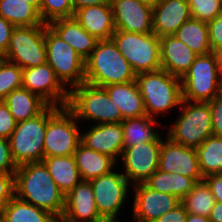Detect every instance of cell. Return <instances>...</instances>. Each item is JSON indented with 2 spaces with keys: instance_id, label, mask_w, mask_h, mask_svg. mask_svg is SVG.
Returning a JSON list of instances; mask_svg holds the SVG:
<instances>
[{
  "instance_id": "cell-22",
  "label": "cell",
  "mask_w": 222,
  "mask_h": 222,
  "mask_svg": "<svg viewBox=\"0 0 222 222\" xmlns=\"http://www.w3.org/2000/svg\"><path fill=\"white\" fill-rule=\"evenodd\" d=\"M80 26L97 40L111 39L115 32L111 4L93 5L81 8L74 14Z\"/></svg>"
},
{
  "instance_id": "cell-1",
  "label": "cell",
  "mask_w": 222,
  "mask_h": 222,
  "mask_svg": "<svg viewBox=\"0 0 222 222\" xmlns=\"http://www.w3.org/2000/svg\"><path fill=\"white\" fill-rule=\"evenodd\" d=\"M15 196L61 219L65 195L60 191L42 161L23 164L14 174Z\"/></svg>"
},
{
  "instance_id": "cell-53",
  "label": "cell",
  "mask_w": 222,
  "mask_h": 222,
  "mask_svg": "<svg viewBox=\"0 0 222 222\" xmlns=\"http://www.w3.org/2000/svg\"><path fill=\"white\" fill-rule=\"evenodd\" d=\"M55 222H64L62 219H57Z\"/></svg>"
},
{
  "instance_id": "cell-43",
  "label": "cell",
  "mask_w": 222,
  "mask_h": 222,
  "mask_svg": "<svg viewBox=\"0 0 222 222\" xmlns=\"http://www.w3.org/2000/svg\"><path fill=\"white\" fill-rule=\"evenodd\" d=\"M15 26L0 16V58H2L9 46L10 38Z\"/></svg>"
},
{
  "instance_id": "cell-24",
  "label": "cell",
  "mask_w": 222,
  "mask_h": 222,
  "mask_svg": "<svg viewBox=\"0 0 222 222\" xmlns=\"http://www.w3.org/2000/svg\"><path fill=\"white\" fill-rule=\"evenodd\" d=\"M105 89L110 100L118 106L123 120L147 115L136 81L111 84Z\"/></svg>"
},
{
  "instance_id": "cell-13",
  "label": "cell",
  "mask_w": 222,
  "mask_h": 222,
  "mask_svg": "<svg viewBox=\"0 0 222 222\" xmlns=\"http://www.w3.org/2000/svg\"><path fill=\"white\" fill-rule=\"evenodd\" d=\"M22 87L37 94L49 105H68L70 89L61 83L47 62L36 67L23 68Z\"/></svg>"
},
{
  "instance_id": "cell-31",
  "label": "cell",
  "mask_w": 222,
  "mask_h": 222,
  "mask_svg": "<svg viewBox=\"0 0 222 222\" xmlns=\"http://www.w3.org/2000/svg\"><path fill=\"white\" fill-rule=\"evenodd\" d=\"M0 16L15 27L45 25L39 11L27 0H0Z\"/></svg>"
},
{
  "instance_id": "cell-41",
  "label": "cell",
  "mask_w": 222,
  "mask_h": 222,
  "mask_svg": "<svg viewBox=\"0 0 222 222\" xmlns=\"http://www.w3.org/2000/svg\"><path fill=\"white\" fill-rule=\"evenodd\" d=\"M14 196V174L0 173V212Z\"/></svg>"
},
{
  "instance_id": "cell-17",
  "label": "cell",
  "mask_w": 222,
  "mask_h": 222,
  "mask_svg": "<svg viewBox=\"0 0 222 222\" xmlns=\"http://www.w3.org/2000/svg\"><path fill=\"white\" fill-rule=\"evenodd\" d=\"M115 30L153 33V7L139 0H112Z\"/></svg>"
},
{
  "instance_id": "cell-29",
  "label": "cell",
  "mask_w": 222,
  "mask_h": 222,
  "mask_svg": "<svg viewBox=\"0 0 222 222\" xmlns=\"http://www.w3.org/2000/svg\"><path fill=\"white\" fill-rule=\"evenodd\" d=\"M0 216L5 222H55L57 220L50 212L16 196L3 207Z\"/></svg>"
},
{
  "instance_id": "cell-35",
  "label": "cell",
  "mask_w": 222,
  "mask_h": 222,
  "mask_svg": "<svg viewBox=\"0 0 222 222\" xmlns=\"http://www.w3.org/2000/svg\"><path fill=\"white\" fill-rule=\"evenodd\" d=\"M22 87V68L0 58V101L13 90Z\"/></svg>"
},
{
  "instance_id": "cell-7",
  "label": "cell",
  "mask_w": 222,
  "mask_h": 222,
  "mask_svg": "<svg viewBox=\"0 0 222 222\" xmlns=\"http://www.w3.org/2000/svg\"><path fill=\"white\" fill-rule=\"evenodd\" d=\"M111 39L136 75L161 69L160 38L156 34L115 30Z\"/></svg>"
},
{
  "instance_id": "cell-2",
  "label": "cell",
  "mask_w": 222,
  "mask_h": 222,
  "mask_svg": "<svg viewBox=\"0 0 222 222\" xmlns=\"http://www.w3.org/2000/svg\"><path fill=\"white\" fill-rule=\"evenodd\" d=\"M130 63L119 52L112 39L98 40L85 60V82L105 87L111 84L135 81Z\"/></svg>"
},
{
  "instance_id": "cell-37",
  "label": "cell",
  "mask_w": 222,
  "mask_h": 222,
  "mask_svg": "<svg viewBox=\"0 0 222 222\" xmlns=\"http://www.w3.org/2000/svg\"><path fill=\"white\" fill-rule=\"evenodd\" d=\"M191 18L200 21H212L222 12L221 0H187Z\"/></svg>"
},
{
  "instance_id": "cell-8",
  "label": "cell",
  "mask_w": 222,
  "mask_h": 222,
  "mask_svg": "<svg viewBox=\"0 0 222 222\" xmlns=\"http://www.w3.org/2000/svg\"><path fill=\"white\" fill-rule=\"evenodd\" d=\"M220 83L217 54L198 55L181 78L182 98L192 102H209L219 95Z\"/></svg>"
},
{
  "instance_id": "cell-48",
  "label": "cell",
  "mask_w": 222,
  "mask_h": 222,
  "mask_svg": "<svg viewBox=\"0 0 222 222\" xmlns=\"http://www.w3.org/2000/svg\"><path fill=\"white\" fill-rule=\"evenodd\" d=\"M186 222H211L208 217L201 215L188 214Z\"/></svg>"
},
{
  "instance_id": "cell-44",
  "label": "cell",
  "mask_w": 222,
  "mask_h": 222,
  "mask_svg": "<svg viewBox=\"0 0 222 222\" xmlns=\"http://www.w3.org/2000/svg\"><path fill=\"white\" fill-rule=\"evenodd\" d=\"M188 213L182 203L153 222H186Z\"/></svg>"
},
{
  "instance_id": "cell-46",
  "label": "cell",
  "mask_w": 222,
  "mask_h": 222,
  "mask_svg": "<svg viewBox=\"0 0 222 222\" xmlns=\"http://www.w3.org/2000/svg\"><path fill=\"white\" fill-rule=\"evenodd\" d=\"M112 0H72L74 13L84 7L101 5V4H111Z\"/></svg>"
},
{
  "instance_id": "cell-25",
  "label": "cell",
  "mask_w": 222,
  "mask_h": 222,
  "mask_svg": "<svg viewBox=\"0 0 222 222\" xmlns=\"http://www.w3.org/2000/svg\"><path fill=\"white\" fill-rule=\"evenodd\" d=\"M73 155L82 181H91L111 172L117 163L110 156L94 151L81 142Z\"/></svg>"
},
{
  "instance_id": "cell-34",
  "label": "cell",
  "mask_w": 222,
  "mask_h": 222,
  "mask_svg": "<svg viewBox=\"0 0 222 222\" xmlns=\"http://www.w3.org/2000/svg\"><path fill=\"white\" fill-rule=\"evenodd\" d=\"M181 203L188 214L209 217L215 200L209 186L202 180L194 184L192 190L181 200Z\"/></svg>"
},
{
  "instance_id": "cell-39",
  "label": "cell",
  "mask_w": 222,
  "mask_h": 222,
  "mask_svg": "<svg viewBox=\"0 0 222 222\" xmlns=\"http://www.w3.org/2000/svg\"><path fill=\"white\" fill-rule=\"evenodd\" d=\"M16 169L17 165L11 155L9 139L0 137V173L15 174Z\"/></svg>"
},
{
  "instance_id": "cell-52",
  "label": "cell",
  "mask_w": 222,
  "mask_h": 222,
  "mask_svg": "<svg viewBox=\"0 0 222 222\" xmlns=\"http://www.w3.org/2000/svg\"><path fill=\"white\" fill-rule=\"evenodd\" d=\"M219 96L222 97V78H221V83H220Z\"/></svg>"
},
{
  "instance_id": "cell-4",
  "label": "cell",
  "mask_w": 222,
  "mask_h": 222,
  "mask_svg": "<svg viewBox=\"0 0 222 222\" xmlns=\"http://www.w3.org/2000/svg\"><path fill=\"white\" fill-rule=\"evenodd\" d=\"M67 107L77 119L94 120V124L121 123L122 114L105 87L83 82L69 91ZM99 122V123H98Z\"/></svg>"
},
{
  "instance_id": "cell-47",
  "label": "cell",
  "mask_w": 222,
  "mask_h": 222,
  "mask_svg": "<svg viewBox=\"0 0 222 222\" xmlns=\"http://www.w3.org/2000/svg\"><path fill=\"white\" fill-rule=\"evenodd\" d=\"M208 218L211 222H222V202H215Z\"/></svg>"
},
{
  "instance_id": "cell-14",
  "label": "cell",
  "mask_w": 222,
  "mask_h": 222,
  "mask_svg": "<svg viewBox=\"0 0 222 222\" xmlns=\"http://www.w3.org/2000/svg\"><path fill=\"white\" fill-rule=\"evenodd\" d=\"M161 143L144 142L123 149V174L130 184L144 183L158 169Z\"/></svg>"
},
{
  "instance_id": "cell-19",
  "label": "cell",
  "mask_w": 222,
  "mask_h": 222,
  "mask_svg": "<svg viewBox=\"0 0 222 222\" xmlns=\"http://www.w3.org/2000/svg\"><path fill=\"white\" fill-rule=\"evenodd\" d=\"M80 142L86 147L113 158L115 161L124 149L123 128L121 123L92 124ZM118 156V157H117Z\"/></svg>"
},
{
  "instance_id": "cell-20",
  "label": "cell",
  "mask_w": 222,
  "mask_h": 222,
  "mask_svg": "<svg viewBox=\"0 0 222 222\" xmlns=\"http://www.w3.org/2000/svg\"><path fill=\"white\" fill-rule=\"evenodd\" d=\"M190 18L187 0H160L153 6V33L159 38L173 35Z\"/></svg>"
},
{
  "instance_id": "cell-30",
  "label": "cell",
  "mask_w": 222,
  "mask_h": 222,
  "mask_svg": "<svg viewBox=\"0 0 222 222\" xmlns=\"http://www.w3.org/2000/svg\"><path fill=\"white\" fill-rule=\"evenodd\" d=\"M155 123H158V121L148 115L123 120L121 124L124 148L144 142L162 141V136L157 130L153 129Z\"/></svg>"
},
{
  "instance_id": "cell-15",
  "label": "cell",
  "mask_w": 222,
  "mask_h": 222,
  "mask_svg": "<svg viewBox=\"0 0 222 222\" xmlns=\"http://www.w3.org/2000/svg\"><path fill=\"white\" fill-rule=\"evenodd\" d=\"M134 187L133 222H153L181 203L173 194L155 191L145 183Z\"/></svg>"
},
{
  "instance_id": "cell-50",
  "label": "cell",
  "mask_w": 222,
  "mask_h": 222,
  "mask_svg": "<svg viewBox=\"0 0 222 222\" xmlns=\"http://www.w3.org/2000/svg\"><path fill=\"white\" fill-rule=\"evenodd\" d=\"M27 2L32 4L40 13L41 0H27Z\"/></svg>"
},
{
  "instance_id": "cell-27",
  "label": "cell",
  "mask_w": 222,
  "mask_h": 222,
  "mask_svg": "<svg viewBox=\"0 0 222 222\" xmlns=\"http://www.w3.org/2000/svg\"><path fill=\"white\" fill-rule=\"evenodd\" d=\"M42 162L65 196L81 181L74 155L45 157Z\"/></svg>"
},
{
  "instance_id": "cell-26",
  "label": "cell",
  "mask_w": 222,
  "mask_h": 222,
  "mask_svg": "<svg viewBox=\"0 0 222 222\" xmlns=\"http://www.w3.org/2000/svg\"><path fill=\"white\" fill-rule=\"evenodd\" d=\"M3 102L17 123L36 117L49 106L40 96L23 87L13 90Z\"/></svg>"
},
{
  "instance_id": "cell-33",
  "label": "cell",
  "mask_w": 222,
  "mask_h": 222,
  "mask_svg": "<svg viewBox=\"0 0 222 222\" xmlns=\"http://www.w3.org/2000/svg\"><path fill=\"white\" fill-rule=\"evenodd\" d=\"M196 151L203 178L212 174H222V137L209 136Z\"/></svg>"
},
{
  "instance_id": "cell-21",
  "label": "cell",
  "mask_w": 222,
  "mask_h": 222,
  "mask_svg": "<svg viewBox=\"0 0 222 222\" xmlns=\"http://www.w3.org/2000/svg\"><path fill=\"white\" fill-rule=\"evenodd\" d=\"M198 55L174 35L160 37L161 69L182 78Z\"/></svg>"
},
{
  "instance_id": "cell-49",
  "label": "cell",
  "mask_w": 222,
  "mask_h": 222,
  "mask_svg": "<svg viewBox=\"0 0 222 222\" xmlns=\"http://www.w3.org/2000/svg\"><path fill=\"white\" fill-rule=\"evenodd\" d=\"M217 57H218V62H219V74L222 78V50L216 52Z\"/></svg>"
},
{
  "instance_id": "cell-36",
  "label": "cell",
  "mask_w": 222,
  "mask_h": 222,
  "mask_svg": "<svg viewBox=\"0 0 222 222\" xmlns=\"http://www.w3.org/2000/svg\"><path fill=\"white\" fill-rule=\"evenodd\" d=\"M72 0H41L40 16L45 24L51 21L74 17Z\"/></svg>"
},
{
  "instance_id": "cell-45",
  "label": "cell",
  "mask_w": 222,
  "mask_h": 222,
  "mask_svg": "<svg viewBox=\"0 0 222 222\" xmlns=\"http://www.w3.org/2000/svg\"><path fill=\"white\" fill-rule=\"evenodd\" d=\"M203 180L209 186L215 202H222V174L208 175Z\"/></svg>"
},
{
  "instance_id": "cell-23",
  "label": "cell",
  "mask_w": 222,
  "mask_h": 222,
  "mask_svg": "<svg viewBox=\"0 0 222 222\" xmlns=\"http://www.w3.org/2000/svg\"><path fill=\"white\" fill-rule=\"evenodd\" d=\"M48 26L84 60L90 56L98 42L94 36L80 26L74 17L51 21Z\"/></svg>"
},
{
  "instance_id": "cell-28",
  "label": "cell",
  "mask_w": 222,
  "mask_h": 222,
  "mask_svg": "<svg viewBox=\"0 0 222 222\" xmlns=\"http://www.w3.org/2000/svg\"><path fill=\"white\" fill-rule=\"evenodd\" d=\"M144 183L155 191L173 194L182 200L192 190L196 182L182 174L163 172L157 169Z\"/></svg>"
},
{
  "instance_id": "cell-40",
  "label": "cell",
  "mask_w": 222,
  "mask_h": 222,
  "mask_svg": "<svg viewBox=\"0 0 222 222\" xmlns=\"http://www.w3.org/2000/svg\"><path fill=\"white\" fill-rule=\"evenodd\" d=\"M17 122L9 111L8 106L0 101V137L9 139Z\"/></svg>"
},
{
  "instance_id": "cell-5",
  "label": "cell",
  "mask_w": 222,
  "mask_h": 222,
  "mask_svg": "<svg viewBox=\"0 0 222 222\" xmlns=\"http://www.w3.org/2000/svg\"><path fill=\"white\" fill-rule=\"evenodd\" d=\"M180 109V116L171 125L167 137L176 143L197 149L213 135L209 103L183 100Z\"/></svg>"
},
{
  "instance_id": "cell-54",
  "label": "cell",
  "mask_w": 222,
  "mask_h": 222,
  "mask_svg": "<svg viewBox=\"0 0 222 222\" xmlns=\"http://www.w3.org/2000/svg\"><path fill=\"white\" fill-rule=\"evenodd\" d=\"M0 222H5L1 216H0Z\"/></svg>"
},
{
  "instance_id": "cell-6",
  "label": "cell",
  "mask_w": 222,
  "mask_h": 222,
  "mask_svg": "<svg viewBox=\"0 0 222 222\" xmlns=\"http://www.w3.org/2000/svg\"><path fill=\"white\" fill-rule=\"evenodd\" d=\"M78 119L67 107L48 106L44 158L73 155L81 140Z\"/></svg>"
},
{
  "instance_id": "cell-12",
  "label": "cell",
  "mask_w": 222,
  "mask_h": 222,
  "mask_svg": "<svg viewBox=\"0 0 222 222\" xmlns=\"http://www.w3.org/2000/svg\"><path fill=\"white\" fill-rule=\"evenodd\" d=\"M98 213L106 222H120L117 215L125 203L129 181L123 173L114 172L101 175L89 181Z\"/></svg>"
},
{
  "instance_id": "cell-42",
  "label": "cell",
  "mask_w": 222,
  "mask_h": 222,
  "mask_svg": "<svg viewBox=\"0 0 222 222\" xmlns=\"http://www.w3.org/2000/svg\"><path fill=\"white\" fill-rule=\"evenodd\" d=\"M208 103L211 111L213 135L222 137V97L218 95Z\"/></svg>"
},
{
  "instance_id": "cell-11",
  "label": "cell",
  "mask_w": 222,
  "mask_h": 222,
  "mask_svg": "<svg viewBox=\"0 0 222 222\" xmlns=\"http://www.w3.org/2000/svg\"><path fill=\"white\" fill-rule=\"evenodd\" d=\"M2 59L22 69L46 63L45 25L15 27Z\"/></svg>"
},
{
  "instance_id": "cell-51",
  "label": "cell",
  "mask_w": 222,
  "mask_h": 222,
  "mask_svg": "<svg viewBox=\"0 0 222 222\" xmlns=\"http://www.w3.org/2000/svg\"><path fill=\"white\" fill-rule=\"evenodd\" d=\"M139 1H141V2H143V3H146V4H148V5H150V6H155L160 0H139Z\"/></svg>"
},
{
  "instance_id": "cell-18",
  "label": "cell",
  "mask_w": 222,
  "mask_h": 222,
  "mask_svg": "<svg viewBox=\"0 0 222 222\" xmlns=\"http://www.w3.org/2000/svg\"><path fill=\"white\" fill-rule=\"evenodd\" d=\"M61 219L64 222H106L98 213L92 186L80 181L66 196Z\"/></svg>"
},
{
  "instance_id": "cell-9",
  "label": "cell",
  "mask_w": 222,
  "mask_h": 222,
  "mask_svg": "<svg viewBox=\"0 0 222 222\" xmlns=\"http://www.w3.org/2000/svg\"><path fill=\"white\" fill-rule=\"evenodd\" d=\"M48 107L36 117L18 122L9 138L11 155L18 166L42 161Z\"/></svg>"
},
{
  "instance_id": "cell-38",
  "label": "cell",
  "mask_w": 222,
  "mask_h": 222,
  "mask_svg": "<svg viewBox=\"0 0 222 222\" xmlns=\"http://www.w3.org/2000/svg\"><path fill=\"white\" fill-rule=\"evenodd\" d=\"M209 44L212 52L222 50V12L219 13L212 21L207 22Z\"/></svg>"
},
{
  "instance_id": "cell-16",
  "label": "cell",
  "mask_w": 222,
  "mask_h": 222,
  "mask_svg": "<svg viewBox=\"0 0 222 222\" xmlns=\"http://www.w3.org/2000/svg\"><path fill=\"white\" fill-rule=\"evenodd\" d=\"M166 138V141L162 140L161 143L158 170L182 174L195 182L202 181L196 149Z\"/></svg>"
},
{
  "instance_id": "cell-32",
  "label": "cell",
  "mask_w": 222,
  "mask_h": 222,
  "mask_svg": "<svg viewBox=\"0 0 222 222\" xmlns=\"http://www.w3.org/2000/svg\"><path fill=\"white\" fill-rule=\"evenodd\" d=\"M173 35L197 55H206L212 52L209 44L207 22L190 18Z\"/></svg>"
},
{
  "instance_id": "cell-10",
  "label": "cell",
  "mask_w": 222,
  "mask_h": 222,
  "mask_svg": "<svg viewBox=\"0 0 222 222\" xmlns=\"http://www.w3.org/2000/svg\"><path fill=\"white\" fill-rule=\"evenodd\" d=\"M47 63L56 77L70 89L85 82V60L49 26L45 24Z\"/></svg>"
},
{
  "instance_id": "cell-3",
  "label": "cell",
  "mask_w": 222,
  "mask_h": 222,
  "mask_svg": "<svg viewBox=\"0 0 222 222\" xmlns=\"http://www.w3.org/2000/svg\"><path fill=\"white\" fill-rule=\"evenodd\" d=\"M135 81L143 97L146 114L151 118L169 112L183 101L181 79L164 69L138 74Z\"/></svg>"
}]
</instances>
